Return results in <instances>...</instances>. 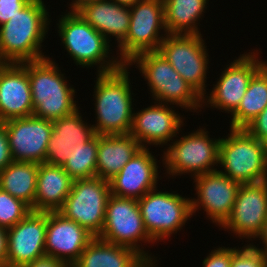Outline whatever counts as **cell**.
<instances>
[{
  "instance_id": "6da1fadb",
  "label": "cell",
  "mask_w": 267,
  "mask_h": 267,
  "mask_svg": "<svg viewBox=\"0 0 267 267\" xmlns=\"http://www.w3.org/2000/svg\"><path fill=\"white\" fill-rule=\"evenodd\" d=\"M49 17L44 0H31L1 25L0 63H24L49 57L42 52L52 22Z\"/></svg>"
},
{
  "instance_id": "7a4b0ae2",
  "label": "cell",
  "mask_w": 267,
  "mask_h": 267,
  "mask_svg": "<svg viewBox=\"0 0 267 267\" xmlns=\"http://www.w3.org/2000/svg\"><path fill=\"white\" fill-rule=\"evenodd\" d=\"M130 67L124 64L110 73L96 75L93 109L95 110V133L98 135L129 134L133 111V85L130 82ZM133 95V96H132Z\"/></svg>"
},
{
  "instance_id": "3957f363",
  "label": "cell",
  "mask_w": 267,
  "mask_h": 267,
  "mask_svg": "<svg viewBox=\"0 0 267 267\" xmlns=\"http://www.w3.org/2000/svg\"><path fill=\"white\" fill-rule=\"evenodd\" d=\"M66 12L58 16L57 35L76 66L87 69L97 66L95 74H99L116 71L124 65L117 55L112 53V44L101 33L76 11Z\"/></svg>"
},
{
  "instance_id": "277c9868",
  "label": "cell",
  "mask_w": 267,
  "mask_h": 267,
  "mask_svg": "<svg viewBox=\"0 0 267 267\" xmlns=\"http://www.w3.org/2000/svg\"><path fill=\"white\" fill-rule=\"evenodd\" d=\"M20 64L28 73L34 116L52 121L81 109L76 89L51 57Z\"/></svg>"
},
{
  "instance_id": "5b68a950",
  "label": "cell",
  "mask_w": 267,
  "mask_h": 267,
  "mask_svg": "<svg viewBox=\"0 0 267 267\" xmlns=\"http://www.w3.org/2000/svg\"><path fill=\"white\" fill-rule=\"evenodd\" d=\"M139 70L149 87L152 100L159 103L176 105L199 114L202 97L180 76L159 51H147L136 55L128 67ZM137 66V67H136ZM198 110V111H197Z\"/></svg>"
},
{
  "instance_id": "8992f818",
  "label": "cell",
  "mask_w": 267,
  "mask_h": 267,
  "mask_svg": "<svg viewBox=\"0 0 267 267\" xmlns=\"http://www.w3.org/2000/svg\"><path fill=\"white\" fill-rule=\"evenodd\" d=\"M209 134L206 128L199 126L195 131L183 133L179 139H176L179 136L175 137L171 144L164 147L160 159L168 179L187 174L194 178L219 168L221 138L214 139Z\"/></svg>"
},
{
  "instance_id": "52a82bcc",
  "label": "cell",
  "mask_w": 267,
  "mask_h": 267,
  "mask_svg": "<svg viewBox=\"0 0 267 267\" xmlns=\"http://www.w3.org/2000/svg\"><path fill=\"white\" fill-rule=\"evenodd\" d=\"M218 170L241 184L267 180V145L245 129L229 128L219 144Z\"/></svg>"
},
{
  "instance_id": "ba28073f",
  "label": "cell",
  "mask_w": 267,
  "mask_h": 267,
  "mask_svg": "<svg viewBox=\"0 0 267 267\" xmlns=\"http://www.w3.org/2000/svg\"><path fill=\"white\" fill-rule=\"evenodd\" d=\"M98 238L131 248L144 259L156 257L143 247L145 243L154 246L155 241L145 228L137 199L122 198L111 194L106 205L105 222Z\"/></svg>"
},
{
  "instance_id": "9c48e42d",
  "label": "cell",
  "mask_w": 267,
  "mask_h": 267,
  "mask_svg": "<svg viewBox=\"0 0 267 267\" xmlns=\"http://www.w3.org/2000/svg\"><path fill=\"white\" fill-rule=\"evenodd\" d=\"M157 188L138 199V204L148 234L159 243L180 232L193 215L191 198Z\"/></svg>"
},
{
  "instance_id": "30bf717a",
  "label": "cell",
  "mask_w": 267,
  "mask_h": 267,
  "mask_svg": "<svg viewBox=\"0 0 267 267\" xmlns=\"http://www.w3.org/2000/svg\"><path fill=\"white\" fill-rule=\"evenodd\" d=\"M167 35L163 0H140L130 7L127 37L119 46L116 45V55L127 64L142 52L158 51Z\"/></svg>"
},
{
  "instance_id": "8fae6325",
  "label": "cell",
  "mask_w": 267,
  "mask_h": 267,
  "mask_svg": "<svg viewBox=\"0 0 267 267\" xmlns=\"http://www.w3.org/2000/svg\"><path fill=\"white\" fill-rule=\"evenodd\" d=\"M207 43L199 34H168L158 51L180 76L203 97L209 71Z\"/></svg>"
},
{
  "instance_id": "7c38bea8",
  "label": "cell",
  "mask_w": 267,
  "mask_h": 267,
  "mask_svg": "<svg viewBox=\"0 0 267 267\" xmlns=\"http://www.w3.org/2000/svg\"><path fill=\"white\" fill-rule=\"evenodd\" d=\"M111 195L109 181L98 178L75 179L71 192L58 210L65 218L98 237L105 222L107 201Z\"/></svg>"
},
{
  "instance_id": "4fadbf2b",
  "label": "cell",
  "mask_w": 267,
  "mask_h": 267,
  "mask_svg": "<svg viewBox=\"0 0 267 267\" xmlns=\"http://www.w3.org/2000/svg\"><path fill=\"white\" fill-rule=\"evenodd\" d=\"M260 58L259 49H251L226 64L213 89L202 97V108L208 106L232 114L238 108L253 75L267 62Z\"/></svg>"
},
{
  "instance_id": "5bb4252c",
  "label": "cell",
  "mask_w": 267,
  "mask_h": 267,
  "mask_svg": "<svg viewBox=\"0 0 267 267\" xmlns=\"http://www.w3.org/2000/svg\"><path fill=\"white\" fill-rule=\"evenodd\" d=\"M266 218L267 180L241 184L232 211L220 227L249 243L262 232Z\"/></svg>"
},
{
  "instance_id": "9a60e30c",
  "label": "cell",
  "mask_w": 267,
  "mask_h": 267,
  "mask_svg": "<svg viewBox=\"0 0 267 267\" xmlns=\"http://www.w3.org/2000/svg\"><path fill=\"white\" fill-rule=\"evenodd\" d=\"M193 180L197 199L191 197L192 215L202 209L208 220L220 227L232 211L241 183L219 170L196 176Z\"/></svg>"
},
{
  "instance_id": "2e32d148",
  "label": "cell",
  "mask_w": 267,
  "mask_h": 267,
  "mask_svg": "<svg viewBox=\"0 0 267 267\" xmlns=\"http://www.w3.org/2000/svg\"><path fill=\"white\" fill-rule=\"evenodd\" d=\"M175 107L177 106L154 101V104L146 108L136 112L134 110L129 134L141 147H167L174 137L180 135L185 125V118L176 112Z\"/></svg>"
},
{
  "instance_id": "e0dca14e",
  "label": "cell",
  "mask_w": 267,
  "mask_h": 267,
  "mask_svg": "<svg viewBox=\"0 0 267 267\" xmlns=\"http://www.w3.org/2000/svg\"><path fill=\"white\" fill-rule=\"evenodd\" d=\"M13 161L45 163L52 121L34 115L4 121Z\"/></svg>"
},
{
  "instance_id": "ac0fdd59",
  "label": "cell",
  "mask_w": 267,
  "mask_h": 267,
  "mask_svg": "<svg viewBox=\"0 0 267 267\" xmlns=\"http://www.w3.org/2000/svg\"><path fill=\"white\" fill-rule=\"evenodd\" d=\"M46 227L47 212L30 211L23 220L6 229V264L22 267L45 257Z\"/></svg>"
},
{
  "instance_id": "d6986e66",
  "label": "cell",
  "mask_w": 267,
  "mask_h": 267,
  "mask_svg": "<svg viewBox=\"0 0 267 267\" xmlns=\"http://www.w3.org/2000/svg\"><path fill=\"white\" fill-rule=\"evenodd\" d=\"M94 238L84 227L58 211L47 212L45 254L71 267Z\"/></svg>"
},
{
  "instance_id": "ffe728a7",
  "label": "cell",
  "mask_w": 267,
  "mask_h": 267,
  "mask_svg": "<svg viewBox=\"0 0 267 267\" xmlns=\"http://www.w3.org/2000/svg\"><path fill=\"white\" fill-rule=\"evenodd\" d=\"M142 147L121 169L109 180L111 194L122 198L141 199L147 192L155 189L161 180V172L156 157Z\"/></svg>"
},
{
  "instance_id": "44dd1931",
  "label": "cell",
  "mask_w": 267,
  "mask_h": 267,
  "mask_svg": "<svg viewBox=\"0 0 267 267\" xmlns=\"http://www.w3.org/2000/svg\"><path fill=\"white\" fill-rule=\"evenodd\" d=\"M52 127L45 159V163L49 165L63 166L67 159H71L96 135L93 125L83 120L79 109L70 115L52 120Z\"/></svg>"
},
{
  "instance_id": "7402d4cb",
  "label": "cell",
  "mask_w": 267,
  "mask_h": 267,
  "mask_svg": "<svg viewBox=\"0 0 267 267\" xmlns=\"http://www.w3.org/2000/svg\"><path fill=\"white\" fill-rule=\"evenodd\" d=\"M27 70L20 63L0 64V121L33 115Z\"/></svg>"
},
{
  "instance_id": "603a6c76",
  "label": "cell",
  "mask_w": 267,
  "mask_h": 267,
  "mask_svg": "<svg viewBox=\"0 0 267 267\" xmlns=\"http://www.w3.org/2000/svg\"><path fill=\"white\" fill-rule=\"evenodd\" d=\"M75 11L109 42L114 38L119 46L126 39L130 25L129 7L112 0H94L82 4Z\"/></svg>"
},
{
  "instance_id": "cb8c5ba5",
  "label": "cell",
  "mask_w": 267,
  "mask_h": 267,
  "mask_svg": "<svg viewBox=\"0 0 267 267\" xmlns=\"http://www.w3.org/2000/svg\"><path fill=\"white\" fill-rule=\"evenodd\" d=\"M73 181L62 166L40 163L31 211H58L71 192Z\"/></svg>"
},
{
  "instance_id": "d4e9b609",
  "label": "cell",
  "mask_w": 267,
  "mask_h": 267,
  "mask_svg": "<svg viewBox=\"0 0 267 267\" xmlns=\"http://www.w3.org/2000/svg\"><path fill=\"white\" fill-rule=\"evenodd\" d=\"M141 148L130 134L99 135L96 177L111 180Z\"/></svg>"
},
{
  "instance_id": "484cf974",
  "label": "cell",
  "mask_w": 267,
  "mask_h": 267,
  "mask_svg": "<svg viewBox=\"0 0 267 267\" xmlns=\"http://www.w3.org/2000/svg\"><path fill=\"white\" fill-rule=\"evenodd\" d=\"M143 260L131 248L94 237L71 267H137Z\"/></svg>"
},
{
  "instance_id": "4316f807",
  "label": "cell",
  "mask_w": 267,
  "mask_h": 267,
  "mask_svg": "<svg viewBox=\"0 0 267 267\" xmlns=\"http://www.w3.org/2000/svg\"><path fill=\"white\" fill-rule=\"evenodd\" d=\"M208 2L209 0H163L167 33L201 35L198 25L204 18Z\"/></svg>"
},
{
  "instance_id": "83f0119b",
  "label": "cell",
  "mask_w": 267,
  "mask_h": 267,
  "mask_svg": "<svg viewBox=\"0 0 267 267\" xmlns=\"http://www.w3.org/2000/svg\"><path fill=\"white\" fill-rule=\"evenodd\" d=\"M39 163L12 161L0 171V188L34 206Z\"/></svg>"
},
{
  "instance_id": "f1b7e54d",
  "label": "cell",
  "mask_w": 267,
  "mask_h": 267,
  "mask_svg": "<svg viewBox=\"0 0 267 267\" xmlns=\"http://www.w3.org/2000/svg\"><path fill=\"white\" fill-rule=\"evenodd\" d=\"M267 107V62L253 75L238 108L230 115L232 129H244Z\"/></svg>"
},
{
  "instance_id": "f546056e",
  "label": "cell",
  "mask_w": 267,
  "mask_h": 267,
  "mask_svg": "<svg viewBox=\"0 0 267 267\" xmlns=\"http://www.w3.org/2000/svg\"><path fill=\"white\" fill-rule=\"evenodd\" d=\"M98 144L99 135L96 134L62 166L73 180L96 177Z\"/></svg>"
},
{
  "instance_id": "4dcf8cb0",
  "label": "cell",
  "mask_w": 267,
  "mask_h": 267,
  "mask_svg": "<svg viewBox=\"0 0 267 267\" xmlns=\"http://www.w3.org/2000/svg\"><path fill=\"white\" fill-rule=\"evenodd\" d=\"M31 208L0 188V227L8 229L23 220Z\"/></svg>"
},
{
  "instance_id": "1f68e13d",
  "label": "cell",
  "mask_w": 267,
  "mask_h": 267,
  "mask_svg": "<svg viewBox=\"0 0 267 267\" xmlns=\"http://www.w3.org/2000/svg\"><path fill=\"white\" fill-rule=\"evenodd\" d=\"M231 267H267V255L252 243L233 247Z\"/></svg>"
},
{
  "instance_id": "d6a6232c",
  "label": "cell",
  "mask_w": 267,
  "mask_h": 267,
  "mask_svg": "<svg viewBox=\"0 0 267 267\" xmlns=\"http://www.w3.org/2000/svg\"><path fill=\"white\" fill-rule=\"evenodd\" d=\"M215 248L203 259L202 267H231L233 248L224 246Z\"/></svg>"
},
{
  "instance_id": "836d02e7",
  "label": "cell",
  "mask_w": 267,
  "mask_h": 267,
  "mask_svg": "<svg viewBox=\"0 0 267 267\" xmlns=\"http://www.w3.org/2000/svg\"><path fill=\"white\" fill-rule=\"evenodd\" d=\"M244 129L258 141L267 145V107Z\"/></svg>"
},
{
  "instance_id": "e575fe53",
  "label": "cell",
  "mask_w": 267,
  "mask_h": 267,
  "mask_svg": "<svg viewBox=\"0 0 267 267\" xmlns=\"http://www.w3.org/2000/svg\"><path fill=\"white\" fill-rule=\"evenodd\" d=\"M31 0H0V26L10 20L17 11L25 7Z\"/></svg>"
},
{
  "instance_id": "d590c367",
  "label": "cell",
  "mask_w": 267,
  "mask_h": 267,
  "mask_svg": "<svg viewBox=\"0 0 267 267\" xmlns=\"http://www.w3.org/2000/svg\"><path fill=\"white\" fill-rule=\"evenodd\" d=\"M13 161L4 123L0 121V171Z\"/></svg>"
},
{
  "instance_id": "8d00e7d4",
  "label": "cell",
  "mask_w": 267,
  "mask_h": 267,
  "mask_svg": "<svg viewBox=\"0 0 267 267\" xmlns=\"http://www.w3.org/2000/svg\"><path fill=\"white\" fill-rule=\"evenodd\" d=\"M22 267H68V266L64 262L58 259L45 256L43 258L25 264Z\"/></svg>"
},
{
  "instance_id": "74e56055",
  "label": "cell",
  "mask_w": 267,
  "mask_h": 267,
  "mask_svg": "<svg viewBox=\"0 0 267 267\" xmlns=\"http://www.w3.org/2000/svg\"><path fill=\"white\" fill-rule=\"evenodd\" d=\"M7 256V231L0 227V263H6Z\"/></svg>"
},
{
  "instance_id": "f35d334b",
  "label": "cell",
  "mask_w": 267,
  "mask_h": 267,
  "mask_svg": "<svg viewBox=\"0 0 267 267\" xmlns=\"http://www.w3.org/2000/svg\"><path fill=\"white\" fill-rule=\"evenodd\" d=\"M258 238V239H257ZM261 239V240H260ZM255 240H260V243L262 242V245L264 247L260 248L257 244V246L252 242V244L258 248L261 252H263L265 255H267V218L265 220L262 232L256 237Z\"/></svg>"
},
{
  "instance_id": "ab89813d",
  "label": "cell",
  "mask_w": 267,
  "mask_h": 267,
  "mask_svg": "<svg viewBox=\"0 0 267 267\" xmlns=\"http://www.w3.org/2000/svg\"><path fill=\"white\" fill-rule=\"evenodd\" d=\"M157 258L154 259H144L137 267H158L157 265L159 263V260L157 261ZM157 263V264H156Z\"/></svg>"
},
{
  "instance_id": "60d3db41",
  "label": "cell",
  "mask_w": 267,
  "mask_h": 267,
  "mask_svg": "<svg viewBox=\"0 0 267 267\" xmlns=\"http://www.w3.org/2000/svg\"><path fill=\"white\" fill-rule=\"evenodd\" d=\"M72 2L69 3L70 7L69 10L71 9V11H75L77 8H79L82 4L86 3V2H90V1H94V0H71Z\"/></svg>"
},
{
  "instance_id": "b9f144b4",
  "label": "cell",
  "mask_w": 267,
  "mask_h": 267,
  "mask_svg": "<svg viewBox=\"0 0 267 267\" xmlns=\"http://www.w3.org/2000/svg\"><path fill=\"white\" fill-rule=\"evenodd\" d=\"M112 1H114L115 3H118V4L122 5V6L130 8L140 0H112Z\"/></svg>"
},
{
  "instance_id": "7bdbcfd3",
  "label": "cell",
  "mask_w": 267,
  "mask_h": 267,
  "mask_svg": "<svg viewBox=\"0 0 267 267\" xmlns=\"http://www.w3.org/2000/svg\"><path fill=\"white\" fill-rule=\"evenodd\" d=\"M0 267H10V266L6 263H0Z\"/></svg>"
}]
</instances>
